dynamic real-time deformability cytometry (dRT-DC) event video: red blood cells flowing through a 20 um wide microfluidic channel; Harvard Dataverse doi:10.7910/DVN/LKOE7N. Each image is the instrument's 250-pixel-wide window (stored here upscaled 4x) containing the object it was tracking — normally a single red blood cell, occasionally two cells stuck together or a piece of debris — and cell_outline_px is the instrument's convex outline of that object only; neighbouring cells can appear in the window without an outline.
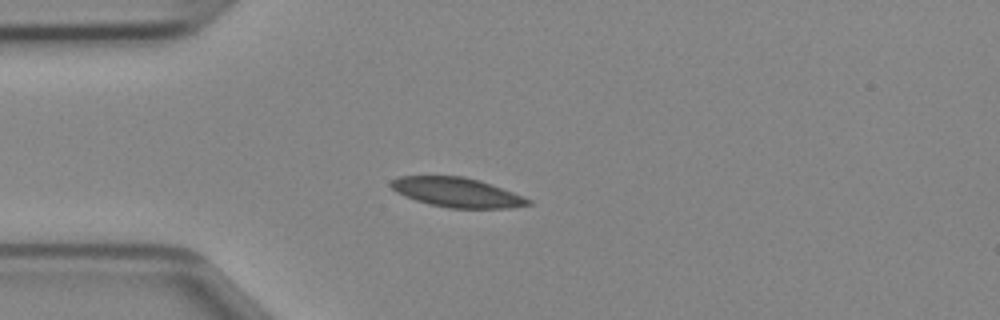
{"species": "Egyptian fruit bat (a non-hibernating species)", "species_latin": "Rousettus aegyptiacus", "temperature_condition": "cold", "stored_images_in_passage": 37, "camera_frame_rate_fps": 3000, "um_per_image_px": 0.085, "animal": {"sex": "female"}, "frame": {"image": 1, "passage_image": 11, "time_ms": 3.333, "image_size_px": [1000, 320], "cell_outline_px": [[532, 204], [508, 208], [448, 208], [428, 204], [404, 196], [396, 192], [388, 184], [392, 180], [400, 176], [464, 176], [480, 180], [512, 192], [532, 200]], "centroid_in_image_um": [38.82, 16.35], "position_along_channel_um": 46.2, "area_um2": 23.58}}
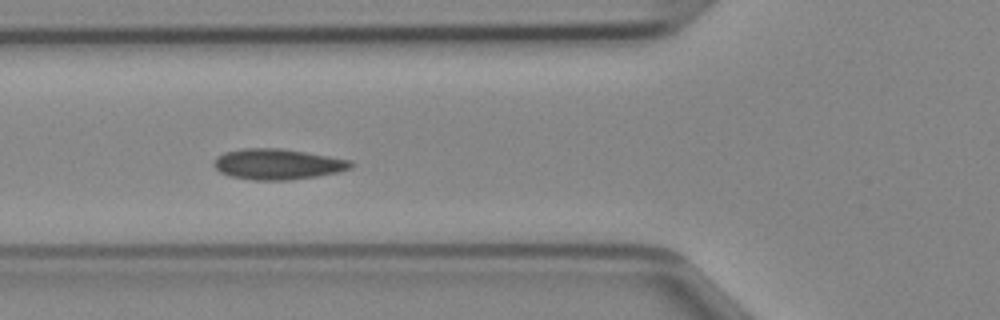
{"frame": {"image": 2, "passage_image": 16, "time_ms": 5.0, "image_size_px": [1000, 320], "cell_outline_px": [[352, 168], [340, 172], [316, 176], [288, 180], [252, 180], [228, 176], [220, 172], [212, 164], [216, 156], [224, 152], [244, 148], [280, 148], [352, 160]], "centroid_in_image_um": [23.57, 13.96], "position_along_channel_um": 102.2, "area_um2": 24.57}}